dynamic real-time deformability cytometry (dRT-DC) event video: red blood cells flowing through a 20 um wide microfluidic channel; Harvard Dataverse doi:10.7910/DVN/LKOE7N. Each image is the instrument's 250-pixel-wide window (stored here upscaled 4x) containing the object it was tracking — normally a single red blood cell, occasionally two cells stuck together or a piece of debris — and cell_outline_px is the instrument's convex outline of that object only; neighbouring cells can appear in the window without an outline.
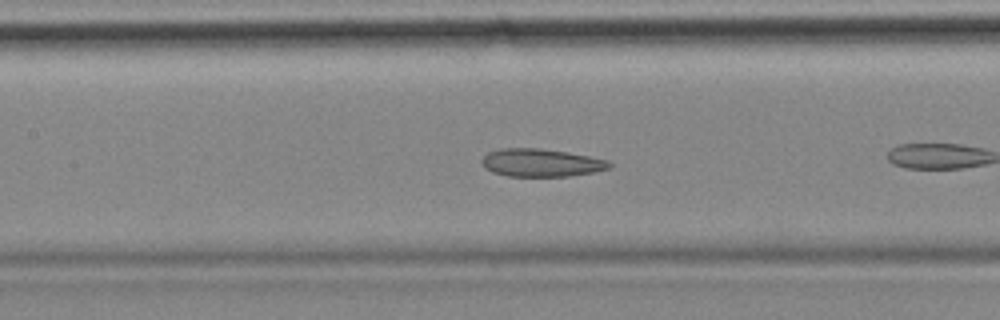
{"species": "common noctule bat (a hibernating species)", "species_latin": "Nyctalus noctula", "temperature_condition": "cold", "stored_images_in_passage": 38, "camera_frame_rate_fps": 3000, "um_per_image_px": 0.085, "animal": {"sex": "female", "body_mass_g": 18.4}, "frame": {"image": 1, "passage_image": 6, "time_ms": 1.667, "image_size_px": [1000, 320], "cell_outline_px": [[612, 164], [608, 168], [592, 172], [568, 176], [508, 176], [492, 172], [484, 168], [480, 160], [488, 152], [500, 148], [540, 148], [568, 152], [608, 160]], "centroid_in_image_um": [45.94, 13.82], "position_along_channel_um": 161.5, "area_um2": 20.69}, "authors_computed_cell_mechanics": {"area_um2": 21.2415, "velocity_mm_per_s": 3.4857, "shape_relaxation_time_tau1_ms": null, "shape_relaxation_time_tau2_ms": 2.4449, "deformation_change_tau1": null, "deformation_change_tau2": 0.0645}}